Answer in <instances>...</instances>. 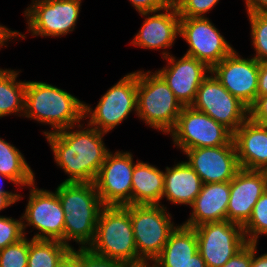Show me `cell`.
Listing matches in <instances>:
<instances>
[{"label":"cell","mask_w":267,"mask_h":267,"mask_svg":"<svg viewBox=\"0 0 267 267\" xmlns=\"http://www.w3.org/2000/svg\"><path fill=\"white\" fill-rule=\"evenodd\" d=\"M72 251L80 258L82 267H119L120 262L99 256L88 248H78L75 247Z\"/></svg>","instance_id":"33"},{"label":"cell","mask_w":267,"mask_h":267,"mask_svg":"<svg viewBox=\"0 0 267 267\" xmlns=\"http://www.w3.org/2000/svg\"><path fill=\"white\" fill-rule=\"evenodd\" d=\"M257 245L252 243V261L250 267H267V252L257 257Z\"/></svg>","instance_id":"42"},{"label":"cell","mask_w":267,"mask_h":267,"mask_svg":"<svg viewBox=\"0 0 267 267\" xmlns=\"http://www.w3.org/2000/svg\"><path fill=\"white\" fill-rule=\"evenodd\" d=\"M28 188V202L22 214L24 235L27 236L26 227L33 226L38 231L32 239L62 241L65 214L57 193L40 189L35 182Z\"/></svg>","instance_id":"10"},{"label":"cell","mask_w":267,"mask_h":267,"mask_svg":"<svg viewBox=\"0 0 267 267\" xmlns=\"http://www.w3.org/2000/svg\"><path fill=\"white\" fill-rule=\"evenodd\" d=\"M88 249L119 262L141 260L136 250L130 205L104 206L101 209L95 237Z\"/></svg>","instance_id":"5"},{"label":"cell","mask_w":267,"mask_h":267,"mask_svg":"<svg viewBox=\"0 0 267 267\" xmlns=\"http://www.w3.org/2000/svg\"><path fill=\"white\" fill-rule=\"evenodd\" d=\"M182 108L183 105L156 71L137 70V118L168 135Z\"/></svg>","instance_id":"4"},{"label":"cell","mask_w":267,"mask_h":267,"mask_svg":"<svg viewBox=\"0 0 267 267\" xmlns=\"http://www.w3.org/2000/svg\"><path fill=\"white\" fill-rule=\"evenodd\" d=\"M82 0H32L25 9L32 37H62L75 30Z\"/></svg>","instance_id":"9"},{"label":"cell","mask_w":267,"mask_h":267,"mask_svg":"<svg viewBox=\"0 0 267 267\" xmlns=\"http://www.w3.org/2000/svg\"><path fill=\"white\" fill-rule=\"evenodd\" d=\"M145 17L142 26L130 42L137 48L162 50V58L171 55L168 48L173 47L180 33V16L175 6H165L162 10L140 13Z\"/></svg>","instance_id":"18"},{"label":"cell","mask_w":267,"mask_h":267,"mask_svg":"<svg viewBox=\"0 0 267 267\" xmlns=\"http://www.w3.org/2000/svg\"><path fill=\"white\" fill-rule=\"evenodd\" d=\"M28 254L29 238L24 236L0 250V267H27Z\"/></svg>","instance_id":"30"},{"label":"cell","mask_w":267,"mask_h":267,"mask_svg":"<svg viewBox=\"0 0 267 267\" xmlns=\"http://www.w3.org/2000/svg\"><path fill=\"white\" fill-rule=\"evenodd\" d=\"M133 111L137 115V71L127 73L111 86L100 97L94 109L84 102L86 123L107 134L127 119Z\"/></svg>","instance_id":"6"},{"label":"cell","mask_w":267,"mask_h":267,"mask_svg":"<svg viewBox=\"0 0 267 267\" xmlns=\"http://www.w3.org/2000/svg\"><path fill=\"white\" fill-rule=\"evenodd\" d=\"M72 248L58 240L29 238L27 267H57Z\"/></svg>","instance_id":"27"},{"label":"cell","mask_w":267,"mask_h":267,"mask_svg":"<svg viewBox=\"0 0 267 267\" xmlns=\"http://www.w3.org/2000/svg\"><path fill=\"white\" fill-rule=\"evenodd\" d=\"M163 189L164 171L137 159L132 174L131 205H161Z\"/></svg>","instance_id":"23"},{"label":"cell","mask_w":267,"mask_h":267,"mask_svg":"<svg viewBox=\"0 0 267 267\" xmlns=\"http://www.w3.org/2000/svg\"><path fill=\"white\" fill-rule=\"evenodd\" d=\"M259 64L254 57L243 58L234 49L211 68V73L234 97L250 108L258 97Z\"/></svg>","instance_id":"15"},{"label":"cell","mask_w":267,"mask_h":267,"mask_svg":"<svg viewBox=\"0 0 267 267\" xmlns=\"http://www.w3.org/2000/svg\"><path fill=\"white\" fill-rule=\"evenodd\" d=\"M131 5L140 13L162 10L165 5L160 0H129Z\"/></svg>","instance_id":"36"},{"label":"cell","mask_w":267,"mask_h":267,"mask_svg":"<svg viewBox=\"0 0 267 267\" xmlns=\"http://www.w3.org/2000/svg\"><path fill=\"white\" fill-rule=\"evenodd\" d=\"M0 173L11 178L20 188H26L35 182V173L21 151L1 137Z\"/></svg>","instance_id":"26"},{"label":"cell","mask_w":267,"mask_h":267,"mask_svg":"<svg viewBox=\"0 0 267 267\" xmlns=\"http://www.w3.org/2000/svg\"><path fill=\"white\" fill-rule=\"evenodd\" d=\"M183 153L203 184L231 181L240 169L233 140L227 145L193 148Z\"/></svg>","instance_id":"17"},{"label":"cell","mask_w":267,"mask_h":267,"mask_svg":"<svg viewBox=\"0 0 267 267\" xmlns=\"http://www.w3.org/2000/svg\"><path fill=\"white\" fill-rule=\"evenodd\" d=\"M230 181L202 184L201 191L189 206L191 214L182 224L194 228L205 223L227 220Z\"/></svg>","instance_id":"20"},{"label":"cell","mask_w":267,"mask_h":267,"mask_svg":"<svg viewBox=\"0 0 267 267\" xmlns=\"http://www.w3.org/2000/svg\"><path fill=\"white\" fill-rule=\"evenodd\" d=\"M242 227L247 242L258 244L262 235L267 236V189L254 205L249 220Z\"/></svg>","instance_id":"28"},{"label":"cell","mask_w":267,"mask_h":267,"mask_svg":"<svg viewBox=\"0 0 267 267\" xmlns=\"http://www.w3.org/2000/svg\"><path fill=\"white\" fill-rule=\"evenodd\" d=\"M119 267H154L150 260H138L132 262H120Z\"/></svg>","instance_id":"44"},{"label":"cell","mask_w":267,"mask_h":267,"mask_svg":"<svg viewBox=\"0 0 267 267\" xmlns=\"http://www.w3.org/2000/svg\"><path fill=\"white\" fill-rule=\"evenodd\" d=\"M198 252L207 267H221L246 243L243 227L222 221L205 223L194 227Z\"/></svg>","instance_id":"14"},{"label":"cell","mask_w":267,"mask_h":267,"mask_svg":"<svg viewBox=\"0 0 267 267\" xmlns=\"http://www.w3.org/2000/svg\"><path fill=\"white\" fill-rule=\"evenodd\" d=\"M168 134L174 147L182 153L193 148L227 145L233 140V133L228 128L192 106H183L174 128Z\"/></svg>","instance_id":"8"},{"label":"cell","mask_w":267,"mask_h":267,"mask_svg":"<svg viewBox=\"0 0 267 267\" xmlns=\"http://www.w3.org/2000/svg\"><path fill=\"white\" fill-rule=\"evenodd\" d=\"M220 0H180L176 5L180 18L206 17ZM208 12V13H207Z\"/></svg>","instance_id":"32"},{"label":"cell","mask_w":267,"mask_h":267,"mask_svg":"<svg viewBox=\"0 0 267 267\" xmlns=\"http://www.w3.org/2000/svg\"><path fill=\"white\" fill-rule=\"evenodd\" d=\"M51 130L44 136L84 122V101L56 85L43 81H26L24 116Z\"/></svg>","instance_id":"2"},{"label":"cell","mask_w":267,"mask_h":267,"mask_svg":"<svg viewBox=\"0 0 267 267\" xmlns=\"http://www.w3.org/2000/svg\"><path fill=\"white\" fill-rule=\"evenodd\" d=\"M198 252L197 235L194 228L178 224L170 234L154 265H182Z\"/></svg>","instance_id":"24"},{"label":"cell","mask_w":267,"mask_h":267,"mask_svg":"<svg viewBox=\"0 0 267 267\" xmlns=\"http://www.w3.org/2000/svg\"><path fill=\"white\" fill-rule=\"evenodd\" d=\"M165 6H175L180 2V0H160Z\"/></svg>","instance_id":"46"},{"label":"cell","mask_w":267,"mask_h":267,"mask_svg":"<svg viewBox=\"0 0 267 267\" xmlns=\"http://www.w3.org/2000/svg\"><path fill=\"white\" fill-rule=\"evenodd\" d=\"M250 23L251 44L255 51L254 58L259 62H267V14L248 13Z\"/></svg>","instance_id":"29"},{"label":"cell","mask_w":267,"mask_h":267,"mask_svg":"<svg viewBox=\"0 0 267 267\" xmlns=\"http://www.w3.org/2000/svg\"><path fill=\"white\" fill-rule=\"evenodd\" d=\"M26 34L19 33L17 30H11V28L8 29L5 25L0 24V48L7 47L6 43L8 41H12L13 39H26ZM2 46V47H1Z\"/></svg>","instance_id":"37"},{"label":"cell","mask_w":267,"mask_h":267,"mask_svg":"<svg viewBox=\"0 0 267 267\" xmlns=\"http://www.w3.org/2000/svg\"><path fill=\"white\" fill-rule=\"evenodd\" d=\"M24 197L20 194H0V212L16 202H19Z\"/></svg>","instance_id":"41"},{"label":"cell","mask_w":267,"mask_h":267,"mask_svg":"<svg viewBox=\"0 0 267 267\" xmlns=\"http://www.w3.org/2000/svg\"><path fill=\"white\" fill-rule=\"evenodd\" d=\"M84 124L45 135L56 165L68 176L63 183H94L110 151L103 139L107 133Z\"/></svg>","instance_id":"1"},{"label":"cell","mask_w":267,"mask_h":267,"mask_svg":"<svg viewBox=\"0 0 267 267\" xmlns=\"http://www.w3.org/2000/svg\"><path fill=\"white\" fill-rule=\"evenodd\" d=\"M154 267H207L199 252L191 257V260L182 265H154Z\"/></svg>","instance_id":"40"},{"label":"cell","mask_w":267,"mask_h":267,"mask_svg":"<svg viewBox=\"0 0 267 267\" xmlns=\"http://www.w3.org/2000/svg\"><path fill=\"white\" fill-rule=\"evenodd\" d=\"M252 243L247 242L236 254L221 267H250Z\"/></svg>","instance_id":"35"},{"label":"cell","mask_w":267,"mask_h":267,"mask_svg":"<svg viewBox=\"0 0 267 267\" xmlns=\"http://www.w3.org/2000/svg\"><path fill=\"white\" fill-rule=\"evenodd\" d=\"M55 188L64 211L63 244L88 248L95 237L99 213L104 205L94 183H60Z\"/></svg>","instance_id":"3"},{"label":"cell","mask_w":267,"mask_h":267,"mask_svg":"<svg viewBox=\"0 0 267 267\" xmlns=\"http://www.w3.org/2000/svg\"><path fill=\"white\" fill-rule=\"evenodd\" d=\"M246 12L267 14V0H245Z\"/></svg>","instance_id":"39"},{"label":"cell","mask_w":267,"mask_h":267,"mask_svg":"<svg viewBox=\"0 0 267 267\" xmlns=\"http://www.w3.org/2000/svg\"><path fill=\"white\" fill-rule=\"evenodd\" d=\"M191 106L210 116L232 133L249 118V108L234 97L211 72L202 81Z\"/></svg>","instance_id":"11"},{"label":"cell","mask_w":267,"mask_h":267,"mask_svg":"<svg viewBox=\"0 0 267 267\" xmlns=\"http://www.w3.org/2000/svg\"><path fill=\"white\" fill-rule=\"evenodd\" d=\"M22 216L20 219L0 215V250L24 237Z\"/></svg>","instance_id":"31"},{"label":"cell","mask_w":267,"mask_h":267,"mask_svg":"<svg viewBox=\"0 0 267 267\" xmlns=\"http://www.w3.org/2000/svg\"><path fill=\"white\" fill-rule=\"evenodd\" d=\"M179 37L189 47L184 55L204 62L210 69L234 50L208 17L180 18Z\"/></svg>","instance_id":"13"},{"label":"cell","mask_w":267,"mask_h":267,"mask_svg":"<svg viewBox=\"0 0 267 267\" xmlns=\"http://www.w3.org/2000/svg\"><path fill=\"white\" fill-rule=\"evenodd\" d=\"M199 175L186 161H179L173 167H165L162 200L170 204L190 206L201 191Z\"/></svg>","instance_id":"22"},{"label":"cell","mask_w":267,"mask_h":267,"mask_svg":"<svg viewBox=\"0 0 267 267\" xmlns=\"http://www.w3.org/2000/svg\"><path fill=\"white\" fill-rule=\"evenodd\" d=\"M240 168L267 171V126L248 118L234 133Z\"/></svg>","instance_id":"21"},{"label":"cell","mask_w":267,"mask_h":267,"mask_svg":"<svg viewBox=\"0 0 267 267\" xmlns=\"http://www.w3.org/2000/svg\"><path fill=\"white\" fill-rule=\"evenodd\" d=\"M258 96L267 94V62H260L258 73Z\"/></svg>","instance_id":"38"},{"label":"cell","mask_w":267,"mask_h":267,"mask_svg":"<svg viewBox=\"0 0 267 267\" xmlns=\"http://www.w3.org/2000/svg\"><path fill=\"white\" fill-rule=\"evenodd\" d=\"M171 215L164 204L130 205V219L140 259L153 262L159 256L178 226Z\"/></svg>","instance_id":"7"},{"label":"cell","mask_w":267,"mask_h":267,"mask_svg":"<svg viewBox=\"0 0 267 267\" xmlns=\"http://www.w3.org/2000/svg\"><path fill=\"white\" fill-rule=\"evenodd\" d=\"M0 179H1V180H4V179H5V180H7V181L9 180L11 183H13V185H16V184L13 182V180H12L11 178H9V177H7V176L1 174V173H0ZM1 180H0V181H1ZM0 184H1V183H0ZM0 186H1V185H0ZM1 187H2V186H1ZM1 187H0V194H20V193H17V192L15 193V192H12V191L4 190V189H2Z\"/></svg>","instance_id":"45"},{"label":"cell","mask_w":267,"mask_h":267,"mask_svg":"<svg viewBox=\"0 0 267 267\" xmlns=\"http://www.w3.org/2000/svg\"><path fill=\"white\" fill-rule=\"evenodd\" d=\"M133 155L129 151H109L94 181L104 206L131 205Z\"/></svg>","instance_id":"12"},{"label":"cell","mask_w":267,"mask_h":267,"mask_svg":"<svg viewBox=\"0 0 267 267\" xmlns=\"http://www.w3.org/2000/svg\"><path fill=\"white\" fill-rule=\"evenodd\" d=\"M163 59L166 60L167 65L156 72L164 79L183 106H191L195 101L198 88L211 69L204 62L187 55L177 59L171 54Z\"/></svg>","instance_id":"16"},{"label":"cell","mask_w":267,"mask_h":267,"mask_svg":"<svg viewBox=\"0 0 267 267\" xmlns=\"http://www.w3.org/2000/svg\"><path fill=\"white\" fill-rule=\"evenodd\" d=\"M57 267H82L80 258L71 250Z\"/></svg>","instance_id":"43"},{"label":"cell","mask_w":267,"mask_h":267,"mask_svg":"<svg viewBox=\"0 0 267 267\" xmlns=\"http://www.w3.org/2000/svg\"><path fill=\"white\" fill-rule=\"evenodd\" d=\"M249 118L257 124L267 126V94L257 97L249 108Z\"/></svg>","instance_id":"34"},{"label":"cell","mask_w":267,"mask_h":267,"mask_svg":"<svg viewBox=\"0 0 267 267\" xmlns=\"http://www.w3.org/2000/svg\"><path fill=\"white\" fill-rule=\"evenodd\" d=\"M267 189V171L240 168L230 181L227 221L243 226Z\"/></svg>","instance_id":"19"},{"label":"cell","mask_w":267,"mask_h":267,"mask_svg":"<svg viewBox=\"0 0 267 267\" xmlns=\"http://www.w3.org/2000/svg\"><path fill=\"white\" fill-rule=\"evenodd\" d=\"M20 71L0 68V118L24 116L26 80H17Z\"/></svg>","instance_id":"25"}]
</instances>
